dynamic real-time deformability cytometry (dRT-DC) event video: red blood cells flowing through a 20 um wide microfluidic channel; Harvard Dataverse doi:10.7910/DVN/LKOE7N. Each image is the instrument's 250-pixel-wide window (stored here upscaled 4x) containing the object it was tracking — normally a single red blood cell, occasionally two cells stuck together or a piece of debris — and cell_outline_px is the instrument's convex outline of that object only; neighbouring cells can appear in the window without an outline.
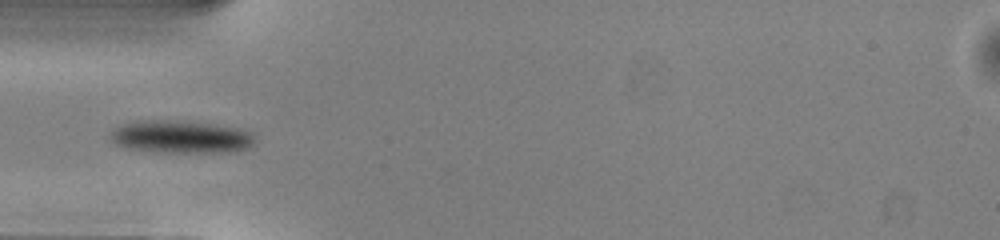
{"species": "common noctule bat (a hibernating species)", "species_latin": "Nyctalus noctula", "temperature_condition": "warm", "stored_images_in_passage": 36, "camera_frame_rate_fps": 3000, "um_per_image_px": 0.085, "animal": {"sex": "male", "body_mass_g": 13.0, "forearm_length_mm": 53.1}, "frame": {"image": 1, "passage_image": 1, "time_ms": 0.0, "image_size_px": [1000, 240], "cell_outline_px": [[256, 144], [248, 148], [228, 152], [152, 152], [128, 148], [116, 144], [108, 140], [108, 136], [116, 128], [132, 120], [176, 120], [212, 124], [236, 128], [252, 132]], "centroid_in_image_um": [15.34, 11.63], "position_along_channel_um": 69.7, "area_um2": 27.74}}
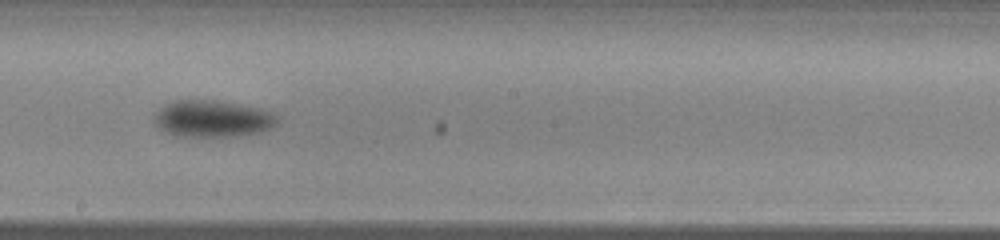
{"frame": {"image": 2, "passage_image": 13, "time_ms": 4.0, "image_size_px": [1000, 240], "cell_outline_px": [[276, 124], [272, 128], [260, 132], [236, 136], [176, 136], [160, 128], [152, 120], [152, 112], [176, 100], [216, 100], [240, 104], [260, 108], [272, 112], [276, 116]], "centroid_in_image_um": [18.04, 10.08], "position_along_channel_um": 230.2, "area_um2": 26.41}}
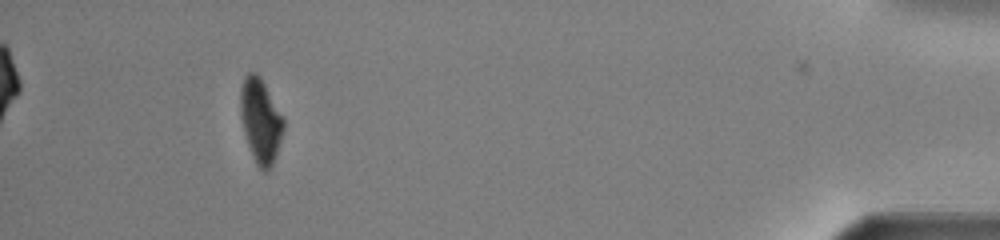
{"frame": {"image": 3, "passage_image": 32, "time_ms": 10.333, "image_size_px": [1000, 240], "cell_outline_px": [[284, 128], [276, 156], [272, 168], [268, 172], [264, 172], [256, 164], [248, 144], [244, 132], [240, 116], [240, 88], [244, 76], [248, 72], [256, 72], [260, 76], [284, 116]], "centroid_in_image_um": [22.15, 10.25], "position_along_channel_um": 413.0, "area_um2": 21.5}, "authors_computed_cell_mechanics": {"area_um2": 24.9407, "velocity_mm_per_s": 4.0108, "shape_relaxation_time_tau1_ms": 1.7262, "shape_relaxation_time_tau2_ms": null, "deformation_change_tau1": 0.0954, "deformation_change_tau2": null}}